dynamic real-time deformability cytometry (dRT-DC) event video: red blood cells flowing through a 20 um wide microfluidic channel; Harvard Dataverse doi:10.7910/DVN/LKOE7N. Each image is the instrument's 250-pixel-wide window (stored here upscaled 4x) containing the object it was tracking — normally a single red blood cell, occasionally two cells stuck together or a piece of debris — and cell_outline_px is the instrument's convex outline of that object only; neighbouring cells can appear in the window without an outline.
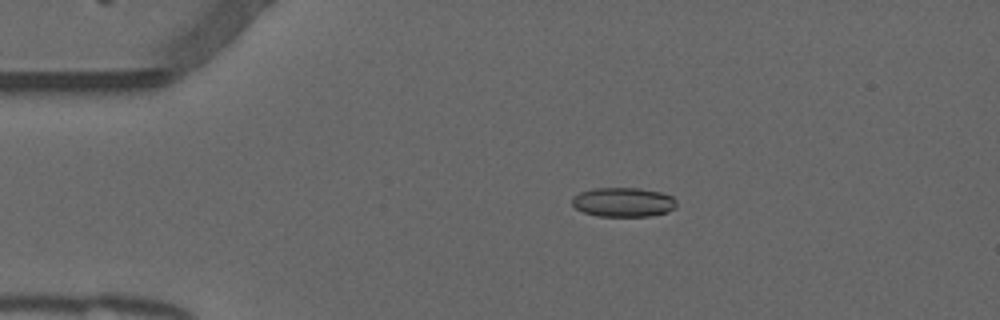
{"species": "common noctule bat (a hibernating species)", "species_latin": "Nyctalus noctula", "temperature_condition": "warm", "stored_images_in_passage": 44, "camera_frame_rate_fps": 3000, "um_per_image_px": 0.085, "animal": {"sex": "male", "forearm_length_mm": 52.5}, "frame": {"image": 1, "passage_image": 1, "time_ms": 0.0, "image_size_px": [1000, 320], "cell_outline_px": [[676, 208], [668, 212], [648, 216], [596, 216], [584, 212], [576, 208], [572, 204], [572, 196], [580, 192], [596, 188], [640, 188], [660, 192], [672, 196], [676, 200]], "centroid_in_image_um": [52.99, 17.18], "position_along_channel_um": 32.0, "area_um2": 17.92}}
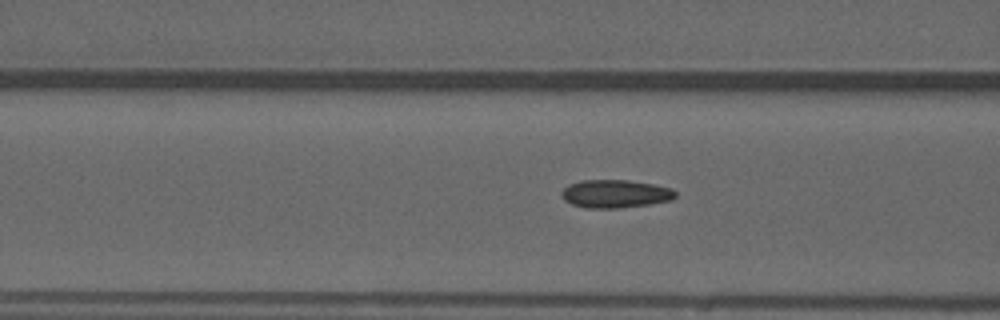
{"frame": {"image": 2, "passage_image": 11, "time_ms": 3.333, "image_size_px": [1000, 320], "cell_outline_px": [[676, 196], [672, 200], [648, 204], [616, 208], [584, 208], [572, 204], [564, 200], [560, 196], [560, 192], [568, 184], [580, 180], [628, 180], [652, 184], [672, 188], [676, 192]], "centroid_in_image_um": [52.26, 16.47], "position_along_channel_um": 114.3, "area_um2": 18.73}}
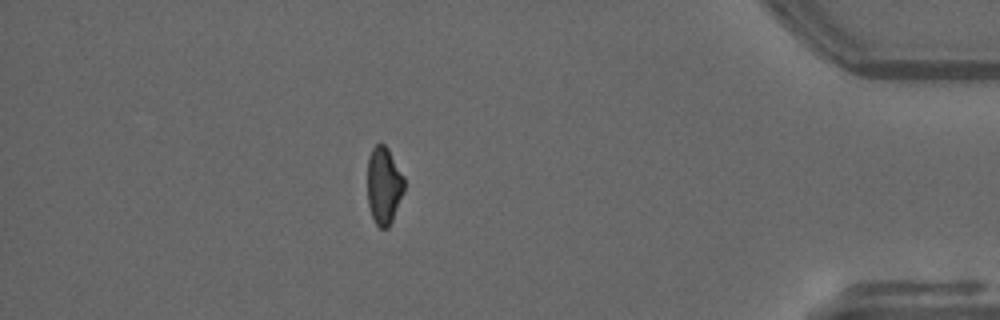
{"frame": {"image": 3, "passage_image": 37, "time_ms": 12.0, "image_size_px": [1000, 320], "cell_outline_px": [[404, 192], [392, 220], [388, 228], [380, 228], [376, 224], [372, 216], [368, 204], [368, 156], [372, 148], [376, 144], [384, 144], [388, 148], [404, 176]], "centroid_in_image_um": [32.63, 15.76], "position_along_channel_um": 402.6, "area_um2": 16.59}, "authors_computed_cell_mechanics": {"area_um2": 17.9469, "velocity_mm_per_s": 3.8584, "shape_relaxation_time_tau1_ms": null, "shape_relaxation_time_tau2_ms": 2.0775, "deformation_change_tau1": null, "deformation_change_tau2": 0.0881}}